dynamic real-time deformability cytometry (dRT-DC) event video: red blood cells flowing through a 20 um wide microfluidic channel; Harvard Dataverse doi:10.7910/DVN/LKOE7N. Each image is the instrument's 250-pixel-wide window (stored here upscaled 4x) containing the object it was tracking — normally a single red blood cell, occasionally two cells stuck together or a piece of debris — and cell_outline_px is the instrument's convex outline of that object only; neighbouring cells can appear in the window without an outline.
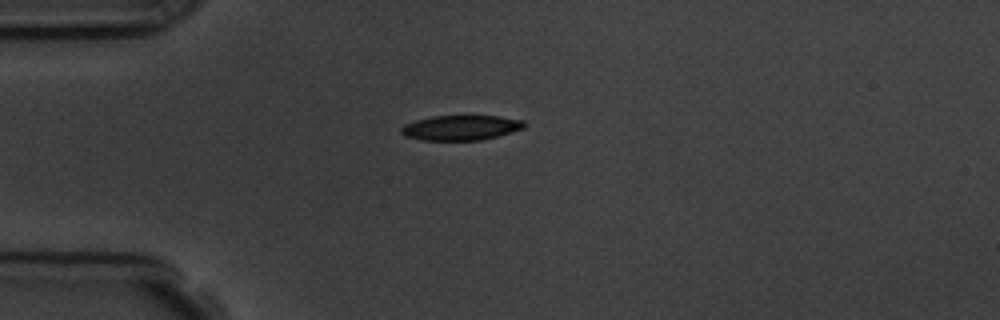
{"species": "common noctule bat (a hibernating species)", "species_latin": "Nyctalus noctula", "temperature_condition": "room temperature", "stored_images_in_passage": 4, "camera_frame_rate_fps": 3000, "um_per_image_px": 0.085, "animal": {"sex": "male", "body_mass_g": 19.5, "forearm_length_mm": 54.6}, "frame": {"image": 1, "passage_image": 1, "time_ms": 0.0, "image_size_px": [1000, 320], "cell_outline_px": [[528, 124], [524, 128], [512, 132], [480, 140], [420, 140], [404, 136], [400, 132], [400, 128], [404, 124], [416, 120], [432, 116], [500, 116], [524, 120]], "centroid_in_image_um": [39.18, 10.85], "position_along_channel_um": 45.8, "area_um2": 18.03}}
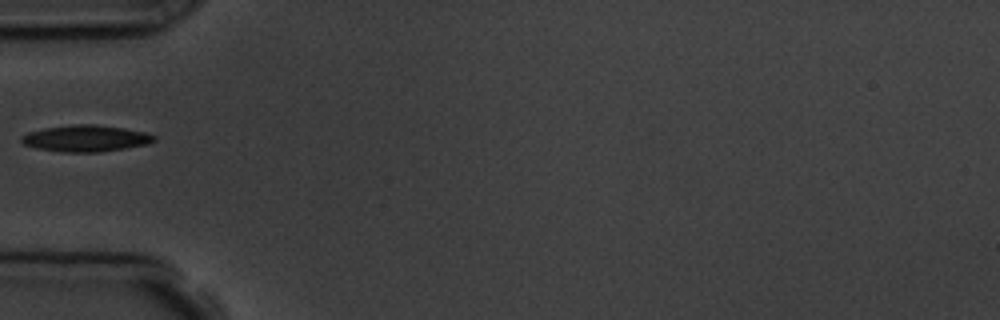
{"frame": {"image": 2, "passage_image": 2, "time_ms": 1.333, "image_size_px": [1000, 320], "cell_outline_px": [[156, 140], [148, 144], [100, 152], [60, 152], [36, 148], [24, 144], [20, 140], [20, 136], [28, 132], [44, 128], [76, 124], [92, 124], [124, 128], [144, 132], [156, 136]], "centroid_in_image_um": [7.27, 11.76], "position_along_channel_um": 77.7, "area_um2": 20.46}}